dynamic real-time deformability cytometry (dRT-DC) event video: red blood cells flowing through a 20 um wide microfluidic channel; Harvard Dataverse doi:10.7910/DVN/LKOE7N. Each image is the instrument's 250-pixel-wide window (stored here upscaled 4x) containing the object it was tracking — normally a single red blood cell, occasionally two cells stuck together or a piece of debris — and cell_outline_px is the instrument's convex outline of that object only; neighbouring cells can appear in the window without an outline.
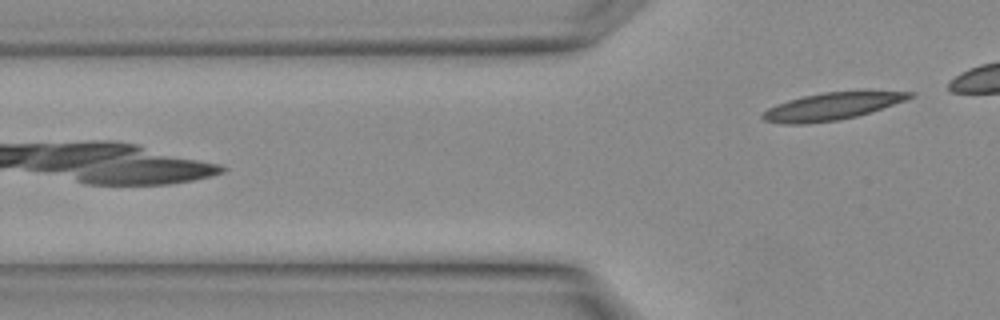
{"species": "Egyptian fruit bat (a non-hibernating species)", "species_latin": "Rousettus aegyptiacus", "temperature_condition": "warm", "stored_images_in_passage": 3, "camera_frame_rate_fps": 3000, "um_per_image_px": 0.085, "animal": {"sex": "female"}, "frame": {"image": 1, "passage_image": 3, "time_ms": 0.667, "image_size_px": [1000, 320], "cell_outline_px": [[912, 96], [904, 100], [872, 112], [856, 116], [836, 120], [808, 124], [784, 124], [764, 120], [760, 116], [768, 108], [776, 104], [788, 100], [804, 96], [824, 92], [912, 92]], "centroid_in_image_um": [70.61, 9.06], "position_along_channel_um": 55.2, "area_um2": 22.77}}